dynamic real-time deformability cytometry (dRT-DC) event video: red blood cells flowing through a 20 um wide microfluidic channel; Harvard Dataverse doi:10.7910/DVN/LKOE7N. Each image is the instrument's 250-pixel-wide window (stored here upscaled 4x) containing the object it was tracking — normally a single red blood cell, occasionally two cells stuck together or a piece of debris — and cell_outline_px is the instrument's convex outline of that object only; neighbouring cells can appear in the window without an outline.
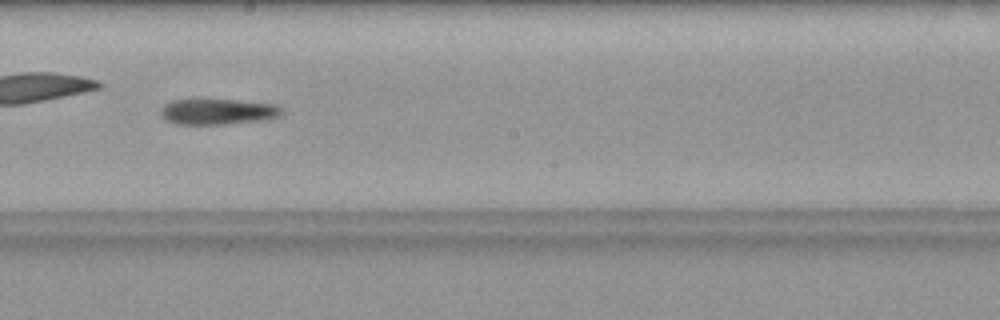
{"species": "common noctule bat (a hibernating species)", "species_latin": "Nyctalus noctula", "temperature_condition": "warm", "stored_images_in_passage": 35, "camera_frame_rate_fps": 3000, "um_per_image_px": 0.085, "animal": {"sex": "female", "body_mass_g": 19.9}, "frame": {"image": 1, "passage_image": 16, "time_ms": 5.0, "image_size_px": [1000, 320], "cell_outline_px": [[284, 112], [280, 116], [268, 120], [224, 124], [176, 124], [160, 116], [160, 108], [164, 104], [172, 100], [236, 100], [276, 104], [284, 108]], "centroid_in_image_um": [18.57, 9.49], "position_along_channel_um": 229.6, "area_um2": 18.38}}
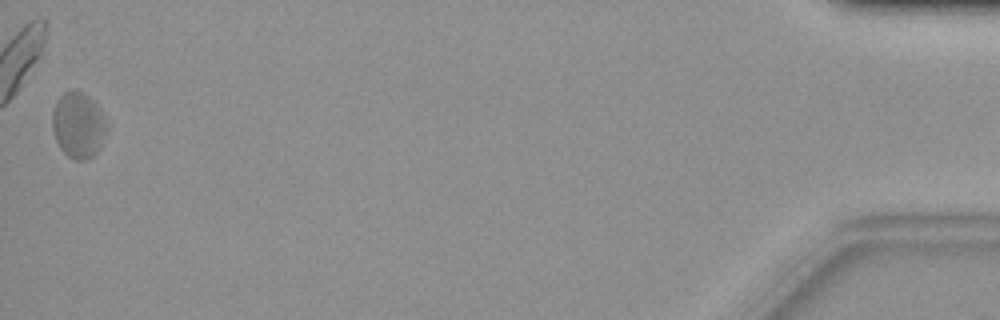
{"frame": {"image": 2, "passage_image": 35, "time_ms": 11.333, "image_size_px": [1000, 320], "cell_outline_px": [[108, 128], [100, 148], [88, 160], [76, 160], [68, 156], [60, 148], [56, 140], [52, 128], [52, 112], [56, 100], [64, 92], [76, 88], [84, 92], [92, 100], [108, 120]], "centroid_in_image_um": [6.67, 10.61], "position_along_channel_um": 428.5, "area_um2": 21.27}}